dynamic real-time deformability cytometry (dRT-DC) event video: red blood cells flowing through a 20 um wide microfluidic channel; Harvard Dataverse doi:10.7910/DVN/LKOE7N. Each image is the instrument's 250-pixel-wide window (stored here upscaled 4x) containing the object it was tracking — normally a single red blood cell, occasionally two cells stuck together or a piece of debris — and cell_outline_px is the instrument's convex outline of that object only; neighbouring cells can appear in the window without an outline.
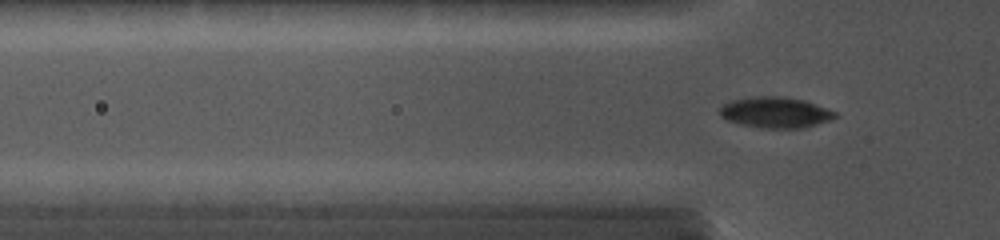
{"species": "common noctule bat (a hibernating species)", "species_latin": "Nyctalus noctula", "temperature_condition": "cold", "stored_images_in_passage": 78, "camera_frame_rate_fps": 5000, "um_per_image_px": 0.085, "animal": {"sex": "female", "body_mass_g": 19.0, "forearm_length_mm": 56.7}, "frame": {"image": 1, "passage_image": 24, "time_ms": 4.6, "image_size_px": [1000, 240], "cell_outline_px": [[840, 116], [832, 120], [804, 128], [760, 128], [740, 124], [728, 120], [720, 116], [720, 108], [724, 104], [732, 100], [752, 96], [784, 96], [804, 100], [836, 112]], "centroid_in_image_um": [65.94, 9.56], "position_along_channel_um": 59.9, "area_um2": 20.92}}
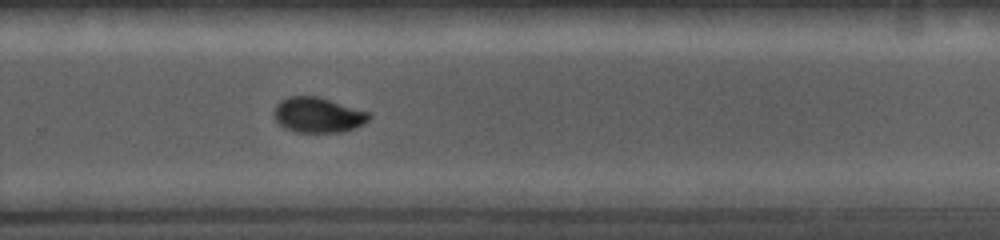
{"frame": {"image": 2, "passage_image": 54, "time_ms": 10.6, "image_size_px": [1000, 240], "cell_outline_px": [[372, 116], [368, 120], [344, 132], [296, 132], [284, 128], [272, 116], [272, 112], [276, 104], [280, 100], [288, 96], [316, 96], [368, 112]], "centroid_in_image_um": [26.95, 9.77], "position_along_channel_um": 302.9, "area_um2": 19.36}}
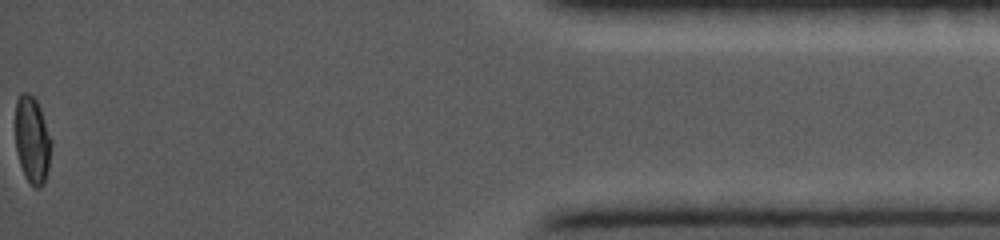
{"frame": {"image": 3, "passage_image": 78, "time_ms": 15.4, "image_size_px": [1000, 240], "cell_outline_px": [[52, 144], [48, 168], [44, 180], [40, 188], [32, 188], [24, 176], [16, 152], [16, 100], [20, 92], [28, 92], [36, 100], [40, 108], [52, 140]], "centroid_in_image_um": [2.73, 11.9], "position_along_channel_um": 432.5, "area_um2": 18.32}}